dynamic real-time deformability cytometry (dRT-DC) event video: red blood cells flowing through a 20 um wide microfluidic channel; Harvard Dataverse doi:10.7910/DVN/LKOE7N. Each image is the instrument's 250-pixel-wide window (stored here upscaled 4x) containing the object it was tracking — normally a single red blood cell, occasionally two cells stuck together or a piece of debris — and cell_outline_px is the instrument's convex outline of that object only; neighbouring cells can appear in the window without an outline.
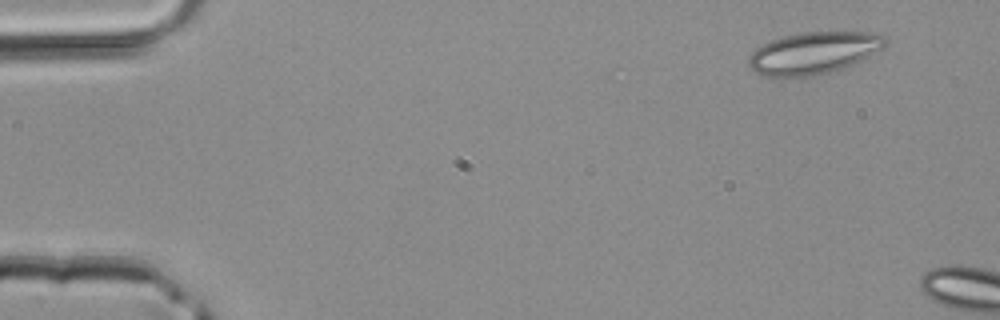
{"species": "common noctule bat (a hibernating species)", "species_latin": "Nyctalus noctula", "temperature_condition": "room temperature", "stored_images_in_passage": 2, "camera_frame_rate_fps": 3000, "um_per_image_px": 0.085, "animal": {"sex": "male", "body_mass_g": 20.4}, "frame": {"image": 1, "passage_image": 1, "time_ms": 0.0, "image_size_px": [1000, 320], "cell_outline_px": [[888, 44], [884, 48], [852, 64], [828, 72], [808, 76], [764, 76], [752, 72], [748, 68], [748, 56], [756, 48], [772, 40], [784, 36], [800, 32], [876, 32], [888, 36]], "centroid_in_image_um": [69.17, 4.48], "position_along_channel_um": 15.8, "area_um2": 33.52}}